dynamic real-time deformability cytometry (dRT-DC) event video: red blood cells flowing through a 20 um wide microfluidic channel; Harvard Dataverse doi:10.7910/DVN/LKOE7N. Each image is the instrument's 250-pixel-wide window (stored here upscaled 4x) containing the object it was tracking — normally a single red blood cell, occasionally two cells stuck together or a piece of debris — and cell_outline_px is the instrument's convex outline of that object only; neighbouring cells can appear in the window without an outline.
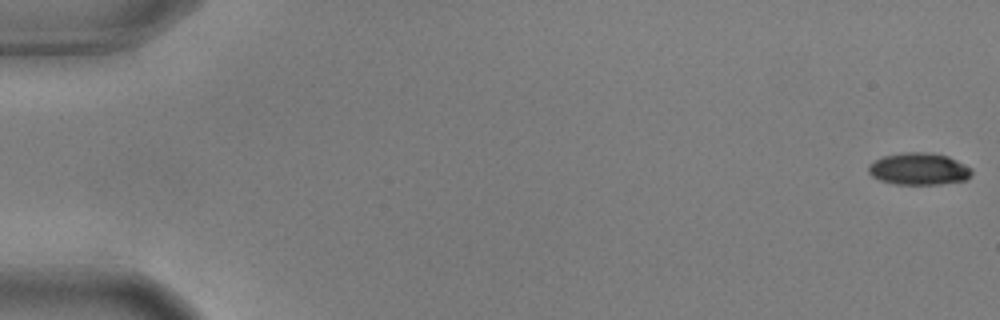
{"species": "common noctule bat (a hibernating species)", "species_latin": "Nyctalus noctula", "temperature_condition": "warm", "stored_images_in_passage": 57, "camera_frame_rate_fps": 3000, "um_per_image_px": 0.085, "animal": {"sex": "male", "body_mass_g": 17.9, "forearm_length_mm": 54.2}, "frame": {"image": 1, "passage_image": 1, "time_ms": 0.0, "image_size_px": [1000, 320], "cell_outline_px": [[972, 176], [968, 180], [940, 184], [896, 184], [880, 180], [872, 176], [868, 172], [868, 164], [884, 156], [904, 152], [932, 152], [948, 156], [972, 168]], "centroid_in_image_um": [78.14, 14.36], "position_along_channel_um": 6.9, "area_um2": 19.42}}
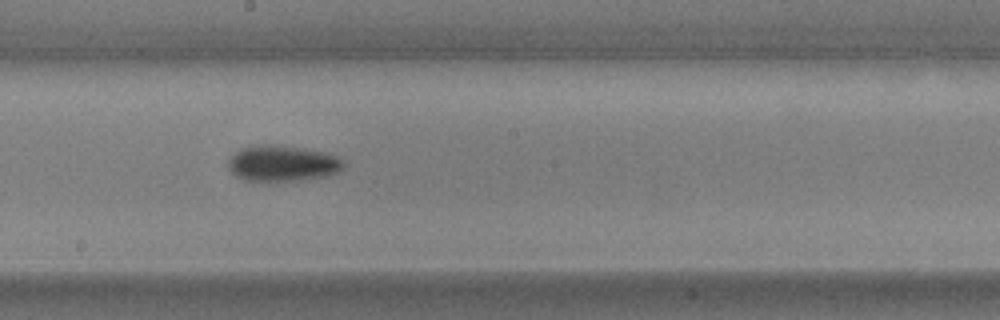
{"frame": {"image": 2, "passage_image": 32, "time_ms": 10.333, "image_size_px": [1000, 320], "cell_outline_px": [[348, 164], [340, 172], [328, 176], [304, 180], [276, 184], [268, 184], [240, 180], [228, 168], [228, 160], [240, 148], [260, 144], [276, 144], [304, 148], [328, 152], [340, 156]], "centroid_in_image_um": [24.06, 13.93], "position_along_channel_um": 224.1, "area_um2": 25.78}}
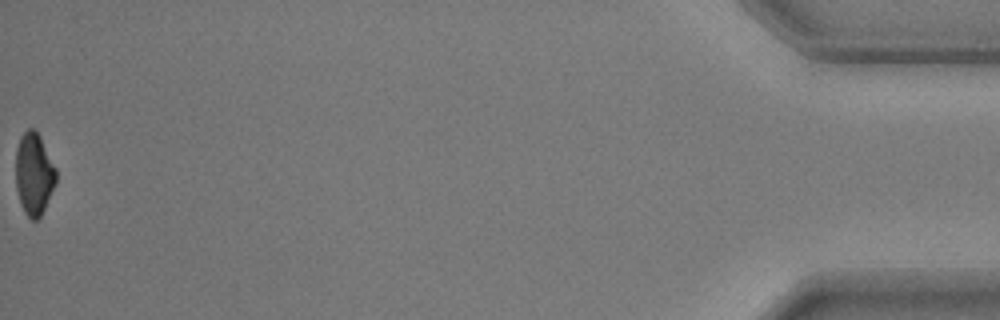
{"frame": {"image": 3, "passage_image": 57, "time_ms": 18.667, "image_size_px": [1000, 320], "cell_outline_px": [[56, 184], [40, 216], [36, 220], [32, 220], [24, 212], [20, 204], [16, 188], [16, 148], [20, 136], [28, 128], [32, 128], [40, 136], [56, 168]], "centroid_in_image_um": [2.88, 14.78], "position_along_channel_um": 432.3, "area_um2": 19.31}, "authors_computed_cell_mechanics": {"area_um2": 21.2126, "velocity_mm_per_s": 3.6243, "shape_relaxation_time_tau1_ms": 2.8433, "shape_relaxation_time_tau2_ms": null, "deformation_change_tau1": 0.1172, "deformation_change_tau2": null}}